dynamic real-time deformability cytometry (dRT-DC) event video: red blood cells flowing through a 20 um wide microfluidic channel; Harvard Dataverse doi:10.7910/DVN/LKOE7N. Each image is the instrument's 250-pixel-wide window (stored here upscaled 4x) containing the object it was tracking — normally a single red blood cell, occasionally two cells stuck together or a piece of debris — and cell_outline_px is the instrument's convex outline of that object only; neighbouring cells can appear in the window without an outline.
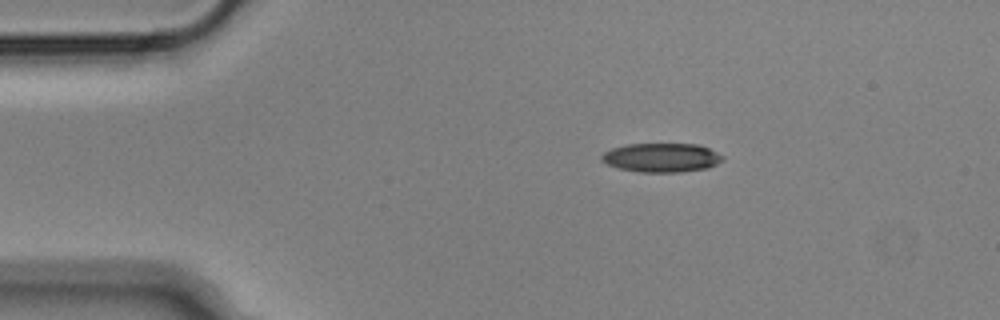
{"species": "Egyptian fruit bat (a non-hibernating species)", "species_latin": "Rousettus aegyptiacus", "temperature_condition": "cold", "stored_images_in_passage": 46, "camera_frame_rate_fps": 3000, "um_per_image_px": 0.085, "animal": {"sex": "male"}, "frame": {"image": 1, "passage_image": 1, "time_ms": 0.0, "image_size_px": [1000, 320], "cell_outline_px": [[724, 160], [708, 168], [680, 172], [640, 172], [616, 168], [600, 160], [600, 156], [604, 152], [612, 148], [628, 144], [696, 144], [708, 148], [724, 156]], "centroid_in_image_um": [56.21, 13.4], "position_along_channel_um": 28.8, "area_um2": 20.52}}
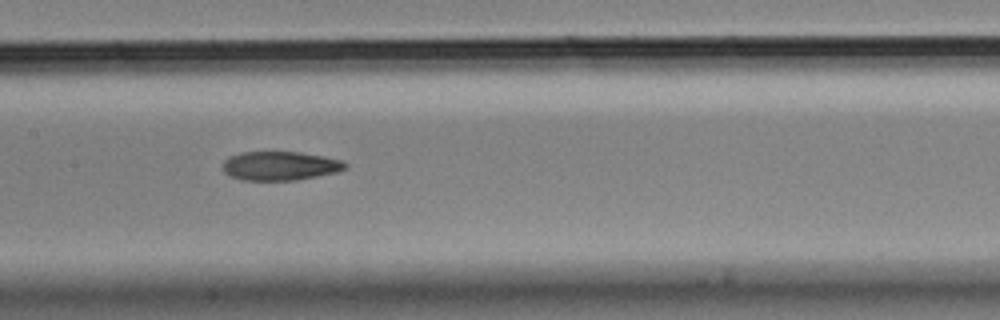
{"frame": {"image": 2, "passage_image": 18, "time_ms": 5.667, "image_size_px": [1000, 320], "cell_outline_px": [[348, 164], [344, 168], [336, 172], [296, 180], [240, 180], [224, 172], [220, 168], [224, 160], [228, 156], [240, 152], [300, 152], [324, 156], [340, 160]], "centroid_in_image_um": [23.74, 14.09], "position_along_channel_um": 183.7, "area_um2": 20.69}}
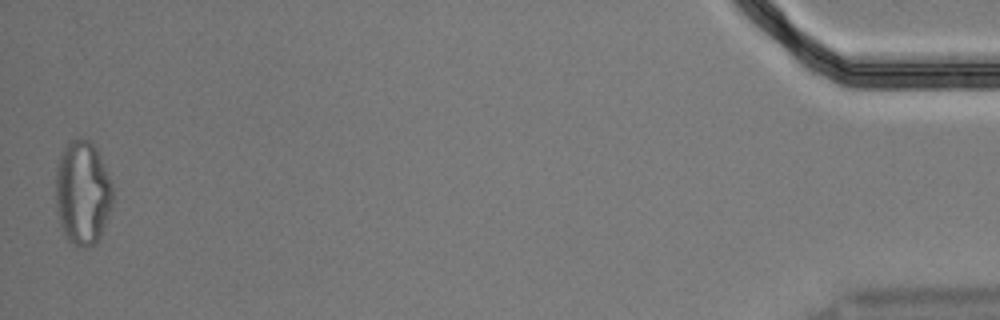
{"frame": {"image": 3, "passage_image": 46, "time_ms": 15.0, "image_size_px": [1000, 320], "cell_outline_px": [[112, 204], [100, 240], [96, 244], [84, 248], [68, 240], [60, 224], [56, 212], [56, 164], [60, 152], [68, 140], [76, 136], [88, 140], [96, 148], [100, 156], [112, 184]], "centroid_in_image_um": [7.0, 16.36], "position_along_channel_um": 428.2, "area_um2": 35.08}, "authors_computed_cell_mechanics": {"area_um2": 21.7906, "velocity_mm_per_s": 3.6171, "shape_relaxation_time_tau1_ms": 8.5505, "shape_relaxation_time_tau2_ms": 4.971, "deformation_change_tau1": 0.2149, "deformation_change_tau2": 0.1423}}